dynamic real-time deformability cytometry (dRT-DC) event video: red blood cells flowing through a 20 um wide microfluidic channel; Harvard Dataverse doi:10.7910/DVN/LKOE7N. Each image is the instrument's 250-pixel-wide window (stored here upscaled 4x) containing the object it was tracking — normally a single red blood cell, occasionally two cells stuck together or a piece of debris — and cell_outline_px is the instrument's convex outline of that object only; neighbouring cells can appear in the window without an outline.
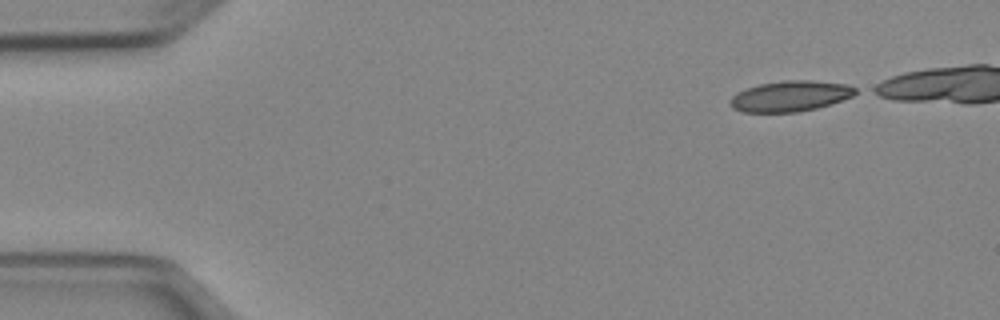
{"species": "Egyptian fruit bat (a non-hibernating species)", "species_latin": "Rousettus aegyptiacus", "temperature_condition": "cold", "stored_images_in_passage": 40, "camera_frame_rate_fps": 3000, "um_per_image_px": 0.085, "animal": {"sex": "female"}, "frame": {"image": 1, "passage_image": 1, "time_ms": 0.0, "image_size_px": [1000, 320], "cell_outline_px": [[860, 92], [852, 96], [816, 108], [796, 112], [740, 112], [732, 108], [728, 104], [728, 100], [736, 92], [760, 84], [784, 80], [812, 80], [848, 84], [856, 88]], "centroid_in_image_um": [67.14, 8.16], "position_along_channel_um": 17.9, "area_um2": 22.48}}
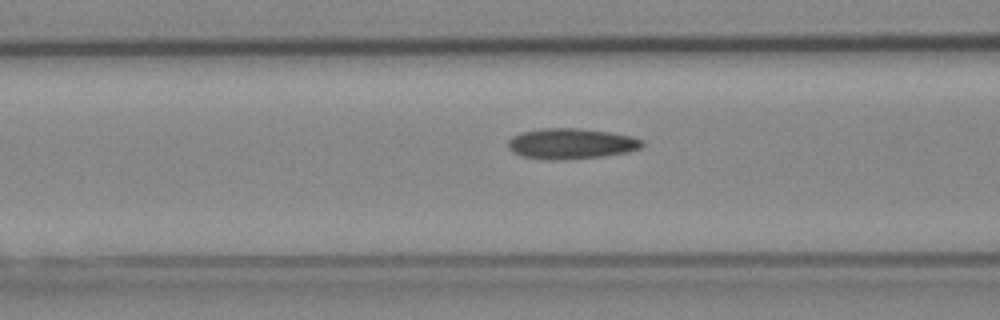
{"frame": {"image": 2, "passage_image": 16, "time_ms": 5.0, "image_size_px": [1000, 320], "cell_outline_px": [[644, 144], [640, 148], [628, 152], [604, 156], [564, 160], [556, 160], [520, 156], [512, 152], [508, 148], [508, 140], [512, 136], [520, 132], [540, 128], [580, 128], [608, 132], [632, 136], [644, 140]], "centroid_in_image_um": [48.53, 12.21], "position_along_channel_um": 118.1, "area_um2": 24.16}}
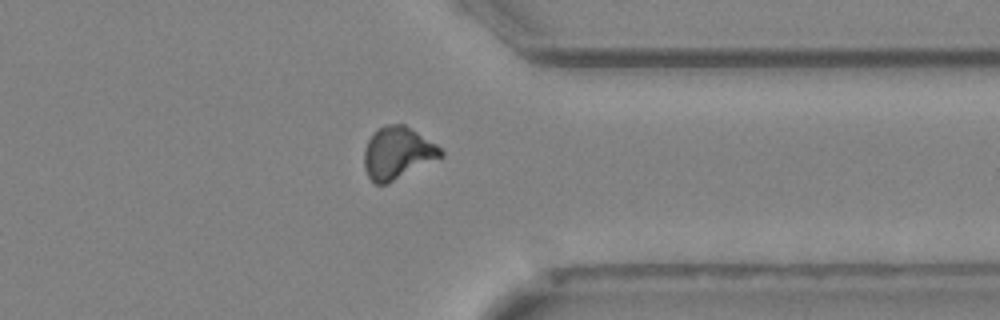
{"frame": {"image": 3, "passage_image": 36, "time_ms": 11.667, "image_size_px": [1000, 320], "cell_outline_px": [[444, 156], [388, 184], [376, 184], [368, 176], [364, 168], [364, 148], [368, 140], [380, 128], [388, 124], [404, 124], [436, 144], [444, 152]], "centroid_in_image_um": [33.8, 13.03], "position_along_channel_um": 377.6, "area_um2": 23.18}}